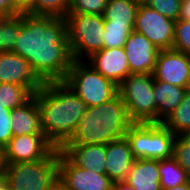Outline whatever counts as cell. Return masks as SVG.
Segmentation results:
<instances>
[{
	"mask_svg": "<svg viewBox=\"0 0 190 190\" xmlns=\"http://www.w3.org/2000/svg\"><path fill=\"white\" fill-rule=\"evenodd\" d=\"M14 52L43 83L64 81L73 62L65 18L23 13Z\"/></svg>",
	"mask_w": 190,
	"mask_h": 190,
	"instance_id": "cell-1",
	"label": "cell"
},
{
	"mask_svg": "<svg viewBox=\"0 0 190 190\" xmlns=\"http://www.w3.org/2000/svg\"><path fill=\"white\" fill-rule=\"evenodd\" d=\"M34 95L43 133L60 148L76 130L87 105L63 81L45 82Z\"/></svg>",
	"mask_w": 190,
	"mask_h": 190,
	"instance_id": "cell-2",
	"label": "cell"
},
{
	"mask_svg": "<svg viewBox=\"0 0 190 190\" xmlns=\"http://www.w3.org/2000/svg\"><path fill=\"white\" fill-rule=\"evenodd\" d=\"M134 123L117 94L102 105L87 107L76 130L63 145L108 144L124 138Z\"/></svg>",
	"mask_w": 190,
	"mask_h": 190,
	"instance_id": "cell-3",
	"label": "cell"
},
{
	"mask_svg": "<svg viewBox=\"0 0 190 190\" xmlns=\"http://www.w3.org/2000/svg\"><path fill=\"white\" fill-rule=\"evenodd\" d=\"M2 177L10 190H51L58 181V148L42 160L7 163Z\"/></svg>",
	"mask_w": 190,
	"mask_h": 190,
	"instance_id": "cell-4",
	"label": "cell"
},
{
	"mask_svg": "<svg viewBox=\"0 0 190 190\" xmlns=\"http://www.w3.org/2000/svg\"><path fill=\"white\" fill-rule=\"evenodd\" d=\"M125 137L135 159L162 160L173 157L177 136L162 123L135 122Z\"/></svg>",
	"mask_w": 190,
	"mask_h": 190,
	"instance_id": "cell-5",
	"label": "cell"
},
{
	"mask_svg": "<svg viewBox=\"0 0 190 190\" xmlns=\"http://www.w3.org/2000/svg\"><path fill=\"white\" fill-rule=\"evenodd\" d=\"M87 105L98 106L118 94V86L85 60H73L63 81Z\"/></svg>",
	"mask_w": 190,
	"mask_h": 190,
	"instance_id": "cell-6",
	"label": "cell"
},
{
	"mask_svg": "<svg viewBox=\"0 0 190 190\" xmlns=\"http://www.w3.org/2000/svg\"><path fill=\"white\" fill-rule=\"evenodd\" d=\"M64 18L73 60H86L103 49V15L68 13Z\"/></svg>",
	"mask_w": 190,
	"mask_h": 190,
	"instance_id": "cell-7",
	"label": "cell"
},
{
	"mask_svg": "<svg viewBox=\"0 0 190 190\" xmlns=\"http://www.w3.org/2000/svg\"><path fill=\"white\" fill-rule=\"evenodd\" d=\"M153 74H130L118 85V94L134 122L157 123Z\"/></svg>",
	"mask_w": 190,
	"mask_h": 190,
	"instance_id": "cell-8",
	"label": "cell"
},
{
	"mask_svg": "<svg viewBox=\"0 0 190 190\" xmlns=\"http://www.w3.org/2000/svg\"><path fill=\"white\" fill-rule=\"evenodd\" d=\"M175 21L140 2L134 30L147 37L159 50L172 49Z\"/></svg>",
	"mask_w": 190,
	"mask_h": 190,
	"instance_id": "cell-9",
	"label": "cell"
},
{
	"mask_svg": "<svg viewBox=\"0 0 190 190\" xmlns=\"http://www.w3.org/2000/svg\"><path fill=\"white\" fill-rule=\"evenodd\" d=\"M58 181L69 190H111L113 183L106 174L77 166L59 148Z\"/></svg>",
	"mask_w": 190,
	"mask_h": 190,
	"instance_id": "cell-10",
	"label": "cell"
},
{
	"mask_svg": "<svg viewBox=\"0 0 190 190\" xmlns=\"http://www.w3.org/2000/svg\"><path fill=\"white\" fill-rule=\"evenodd\" d=\"M153 76L154 80L190 88V56L174 49L160 50Z\"/></svg>",
	"mask_w": 190,
	"mask_h": 190,
	"instance_id": "cell-11",
	"label": "cell"
},
{
	"mask_svg": "<svg viewBox=\"0 0 190 190\" xmlns=\"http://www.w3.org/2000/svg\"><path fill=\"white\" fill-rule=\"evenodd\" d=\"M56 146L45 135L13 136L5 146L7 163L37 161L47 158Z\"/></svg>",
	"mask_w": 190,
	"mask_h": 190,
	"instance_id": "cell-12",
	"label": "cell"
},
{
	"mask_svg": "<svg viewBox=\"0 0 190 190\" xmlns=\"http://www.w3.org/2000/svg\"><path fill=\"white\" fill-rule=\"evenodd\" d=\"M124 49L130 74H153L160 50L147 37L133 30Z\"/></svg>",
	"mask_w": 190,
	"mask_h": 190,
	"instance_id": "cell-13",
	"label": "cell"
},
{
	"mask_svg": "<svg viewBox=\"0 0 190 190\" xmlns=\"http://www.w3.org/2000/svg\"><path fill=\"white\" fill-rule=\"evenodd\" d=\"M12 83L25 86L35 94L43 82L31 69L28 61L15 52L0 53V84Z\"/></svg>",
	"mask_w": 190,
	"mask_h": 190,
	"instance_id": "cell-14",
	"label": "cell"
},
{
	"mask_svg": "<svg viewBox=\"0 0 190 190\" xmlns=\"http://www.w3.org/2000/svg\"><path fill=\"white\" fill-rule=\"evenodd\" d=\"M85 61L117 86L130 75L124 47L103 48L93 53Z\"/></svg>",
	"mask_w": 190,
	"mask_h": 190,
	"instance_id": "cell-15",
	"label": "cell"
},
{
	"mask_svg": "<svg viewBox=\"0 0 190 190\" xmlns=\"http://www.w3.org/2000/svg\"><path fill=\"white\" fill-rule=\"evenodd\" d=\"M105 174L114 181H124L135 158L126 137L106 144Z\"/></svg>",
	"mask_w": 190,
	"mask_h": 190,
	"instance_id": "cell-16",
	"label": "cell"
},
{
	"mask_svg": "<svg viewBox=\"0 0 190 190\" xmlns=\"http://www.w3.org/2000/svg\"><path fill=\"white\" fill-rule=\"evenodd\" d=\"M59 150L77 166L105 174L106 144L62 145Z\"/></svg>",
	"mask_w": 190,
	"mask_h": 190,
	"instance_id": "cell-17",
	"label": "cell"
},
{
	"mask_svg": "<svg viewBox=\"0 0 190 190\" xmlns=\"http://www.w3.org/2000/svg\"><path fill=\"white\" fill-rule=\"evenodd\" d=\"M11 120L13 136L44 135L34 94L26 103L11 110Z\"/></svg>",
	"mask_w": 190,
	"mask_h": 190,
	"instance_id": "cell-18",
	"label": "cell"
},
{
	"mask_svg": "<svg viewBox=\"0 0 190 190\" xmlns=\"http://www.w3.org/2000/svg\"><path fill=\"white\" fill-rule=\"evenodd\" d=\"M124 181L135 190H162L159 160L135 159Z\"/></svg>",
	"mask_w": 190,
	"mask_h": 190,
	"instance_id": "cell-19",
	"label": "cell"
},
{
	"mask_svg": "<svg viewBox=\"0 0 190 190\" xmlns=\"http://www.w3.org/2000/svg\"><path fill=\"white\" fill-rule=\"evenodd\" d=\"M187 88L169 84L164 81H154V100L157 107V123H162L182 102Z\"/></svg>",
	"mask_w": 190,
	"mask_h": 190,
	"instance_id": "cell-20",
	"label": "cell"
},
{
	"mask_svg": "<svg viewBox=\"0 0 190 190\" xmlns=\"http://www.w3.org/2000/svg\"><path fill=\"white\" fill-rule=\"evenodd\" d=\"M139 0H108L104 19L112 24L134 25Z\"/></svg>",
	"mask_w": 190,
	"mask_h": 190,
	"instance_id": "cell-21",
	"label": "cell"
},
{
	"mask_svg": "<svg viewBox=\"0 0 190 190\" xmlns=\"http://www.w3.org/2000/svg\"><path fill=\"white\" fill-rule=\"evenodd\" d=\"M161 189L173 188L187 183L190 175L177 163L174 157L159 160Z\"/></svg>",
	"mask_w": 190,
	"mask_h": 190,
	"instance_id": "cell-22",
	"label": "cell"
},
{
	"mask_svg": "<svg viewBox=\"0 0 190 190\" xmlns=\"http://www.w3.org/2000/svg\"><path fill=\"white\" fill-rule=\"evenodd\" d=\"M162 124L176 136L190 130V88L187 89L182 102Z\"/></svg>",
	"mask_w": 190,
	"mask_h": 190,
	"instance_id": "cell-23",
	"label": "cell"
},
{
	"mask_svg": "<svg viewBox=\"0 0 190 190\" xmlns=\"http://www.w3.org/2000/svg\"><path fill=\"white\" fill-rule=\"evenodd\" d=\"M23 23V14L0 16V53L14 52V44Z\"/></svg>",
	"mask_w": 190,
	"mask_h": 190,
	"instance_id": "cell-24",
	"label": "cell"
},
{
	"mask_svg": "<svg viewBox=\"0 0 190 190\" xmlns=\"http://www.w3.org/2000/svg\"><path fill=\"white\" fill-rule=\"evenodd\" d=\"M33 94L25 87L12 83L0 84V106L14 109L26 103Z\"/></svg>",
	"mask_w": 190,
	"mask_h": 190,
	"instance_id": "cell-25",
	"label": "cell"
},
{
	"mask_svg": "<svg viewBox=\"0 0 190 190\" xmlns=\"http://www.w3.org/2000/svg\"><path fill=\"white\" fill-rule=\"evenodd\" d=\"M103 48L124 47L130 33L134 30V25L112 24L104 19Z\"/></svg>",
	"mask_w": 190,
	"mask_h": 190,
	"instance_id": "cell-26",
	"label": "cell"
},
{
	"mask_svg": "<svg viewBox=\"0 0 190 190\" xmlns=\"http://www.w3.org/2000/svg\"><path fill=\"white\" fill-rule=\"evenodd\" d=\"M70 8V0H32V14L65 17Z\"/></svg>",
	"mask_w": 190,
	"mask_h": 190,
	"instance_id": "cell-27",
	"label": "cell"
},
{
	"mask_svg": "<svg viewBox=\"0 0 190 190\" xmlns=\"http://www.w3.org/2000/svg\"><path fill=\"white\" fill-rule=\"evenodd\" d=\"M172 49L190 56V20L175 21Z\"/></svg>",
	"mask_w": 190,
	"mask_h": 190,
	"instance_id": "cell-28",
	"label": "cell"
},
{
	"mask_svg": "<svg viewBox=\"0 0 190 190\" xmlns=\"http://www.w3.org/2000/svg\"><path fill=\"white\" fill-rule=\"evenodd\" d=\"M108 0H70L68 13L103 15Z\"/></svg>",
	"mask_w": 190,
	"mask_h": 190,
	"instance_id": "cell-29",
	"label": "cell"
},
{
	"mask_svg": "<svg viewBox=\"0 0 190 190\" xmlns=\"http://www.w3.org/2000/svg\"><path fill=\"white\" fill-rule=\"evenodd\" d=\"M143 2L169 19L174 21L179 19L182 0H144Z\"/></svg>",
	"mask_w": 190,
	"mask_h": 190,
	"instance_id": "cell-30",
	"label": "cell"
},
{
	"mask_svg": "<svg viewBox=\"0 0 190 190\" xmlns=\"http://www.w3.org/2000/svg\"><path fill=\"white\" fill-rule=\"evenodd\" d=\"M12 137L11 110L0 106V145L5 147Z\"/></svg>",
	"mask_w": 190,
	"mask_h": 190,
	"instance_id": "cell-31",
	"label": "cell"
},
{
	"mask_svg": "<svg viewBox=\"0 0 190 190\" xmlns=\"http://www.w3.org/2000/svg\"><path fill=\"white\" fill-rule=\"evenodd\" d=\"M173 157L177 163L190 175V152H185V142L176 137L174 143Z\"/></svg>",
	"mask_w": 190,
	"mask_h": 190,
	"instance_id": "cell-32",
	"label": "cell"
},
{
	"mask_svg": "<svg viewBox=\"0 0 190 190\" xmlns=\"http://www.w3.org/2000/svg\"><path fill=\"white\" fill-rule=\"evenodd\" d=\"M12 6L20 13L32 14V0H10Z\"/></svg>",
	"mask_w": 190,
	"mask_h": 190,
	"instance_id": "cell-33",
	"label": "cell"
},
{
	"mask_svg": "<svg viewBox=\"0 0 190 190\" xmlns=\"http://www.w3.org/2000/svg\"><path fill=\"white\" fill-rule=\"evenodd\" d=\"M20 14L10 0H0V16L11 17Z\"/></svg>",
	"mask_w": 190,
	"mask_h": 190,
	"instance_id": "cell-34",
	"label": "cell"
},
{
	"mask_svg": "<svg viewBox=\"0 0 190 190\" xmlns=\"http://www.w3.org/2000/svg\"><path fill=\"white\" fill-rule=\"evenodd\" d=\"M179 19L190 20V0H182Z\"/></svg>",
	"mask_w": 190,
	"mask_h": 190,
	"instance_id": "cell-35",
	"label": "cell"
},
{
	"mask_svg": "<svg viewBox=\"0 0 190 190\" xmlns=\"http://www.w3.org/2000/svg\"><path fill=\"white\" fill-rule=\"evenodd\" d=\"M111 190H135L130 184L125 181H114Z\"/></svg>",
	"mask_w": 190,
	"mask_h": 190,
	"instance_id": "cell-36",
	"label": "cell"
},
{
	"mask_svg": "<svg viewBox=\"0 0 190 190\" xmlns=\"http://www.w3.org/2000/svg\"><path fill=\"white\" fill-rule=\"evenodd\" d=\"M178 136L185 142V152H190V130H186Z\"/></svg>",
	"mask_w": 190,
	"mask_h": 190,
	"instance_id": "cell-37",
	"label": "cell"
},
{
	"mask_svg": "<svg viewBox=\"0 0 190 190\" xmlns=\"http://www.w3.org/2000/svg\"><path fill=\"white\" fill-rule=\"evenodd\" d=\"M6 165L7 162L5 159V147L0 145V176H2Z\"/></svg>",
	"mask_w": 190,
	"mask_h": 190,
	"instance_id": "cell-38",
	"label": "cell"
},
{
	"mask_svg": "<svg viewBox=\"0 0 190 190\" xmlns=\"http://www.w3.org/2000/svg\"><path fill=\"white\" fill-rule=\"evenodd\" d=\"M162 190H190V180L187 183H184L182 185L175 186L173 188L162 189Z\"/></svg>",
	"mask_w": 190,
	"mask_h": 190,
	"instance_id": "cell-39",
	"label": "cell"
},
{
	"mask_svg": "<svg viewBox=\"0 0 190 190\" xmlns=\"http://www.w3.org/2000/svg\"><path fill=\"white\" fill-rule=\"evenodd\" d=\"M51 190H69L61 182L57 181L51 188Z\"/></svg>",
	"mask_w": 190,
	"mask_h": 190,
	"instance_id": "cell-40",
	"label": "cell"
},
{
	"mask_svg": "<svg viewBox=\"0 0 190 190\" xmlns=\"http://www.w3.org/2000/svg\"><path fill=\"white\" fill-rule=\"evenodd\" d=\"M0 190H10L7 181L0 176Z\"/></svg>",
	"mask_w": 190,
	"mask_h": 190,
	"instance_id": "cell-41",
	"label": "cell"
}]
</instances>
